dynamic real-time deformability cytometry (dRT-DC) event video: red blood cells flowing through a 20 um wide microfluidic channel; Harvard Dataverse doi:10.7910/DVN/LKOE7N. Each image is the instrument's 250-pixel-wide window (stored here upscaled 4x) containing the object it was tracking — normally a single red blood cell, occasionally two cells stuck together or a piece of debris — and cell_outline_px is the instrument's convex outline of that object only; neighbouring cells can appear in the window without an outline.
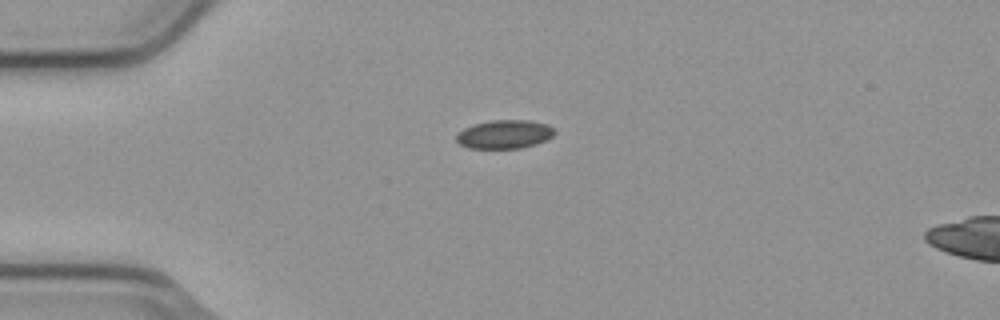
{"species": "common noctule bat (a hibernating species)", "species_latin": "Nyctalus noctula", "temperature_condition": "cold", "stored_images_in_passage": 2, "camera_frame_rate_fps": 3000, "um_per_image_px": 0.085, "animal": {"sex": "male", "body_mass_g": 23.1, "forearm_length_mm": 52.7}, "frame": {"image": 1, "passage_image": 1, "time_ms": 0.0, "image_size_px": [1000, 320], "cell_outline_px": [[556, 132], [552, 136], [536, 144], [520, 148], [468, 148], [460, 144], [456, 140], [456, 136], [464, 128], [476, 124], [492, 120], [528, 120], [548, 124], [556, 128]], "centroid_in_image_um": [42.92, 11.41], "position_along_channel_um": 42.1, "area_um2": 16.3}}